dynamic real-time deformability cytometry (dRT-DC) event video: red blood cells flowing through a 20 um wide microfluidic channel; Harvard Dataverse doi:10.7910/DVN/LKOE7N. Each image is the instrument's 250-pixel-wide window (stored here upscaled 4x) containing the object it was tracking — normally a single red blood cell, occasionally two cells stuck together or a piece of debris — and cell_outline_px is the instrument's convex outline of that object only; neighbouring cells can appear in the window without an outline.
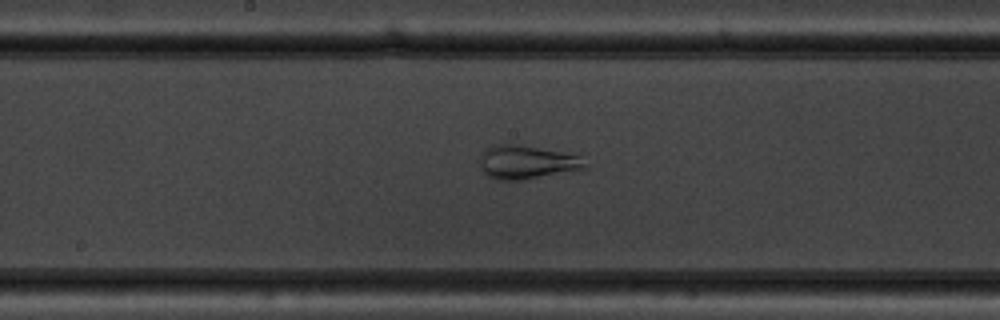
{"species": "common noctule bat (a hibernating species)", "species_latin": "Nyctalus noctula", "temperature_condition": "warm", "stored_images_in_passage": 53, "camera_frame_rate_fps": 3000, "um_per_image_px": 0.085, "animal": {"sex": "male", "body_mass_g": 19.5, "forearm_length_mm": 54.6}, "frame": {"image": 1, "passage_image": 27, "time_ms": 8.667, "image_size_px": [1000, 320], "cell_outline_px": [[588, 168], [524, 180], [496, 180], [488, 176], [484, 172], [480, 164], [480, 156], [492, 144], [512, 144], [560, 152], [580, 156]], "centroid_in_image_um": [44.75, 13.81], "position_along_channel_um": 203.4, "area_um2": 20.29}}
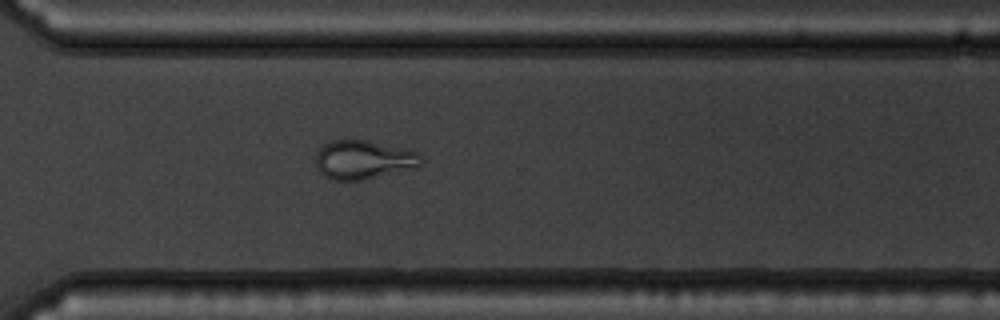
{"frame": {"image": 2, "passage_image": 38, "time_ms": 12.333, "image_size_px": [1000, 320], "cell_outline_px": [[424, 164], [420, 168], [364, 180], [332, 180], [324, 176], [316, 168], [316, 152], [324, 144], [332, 140], [368, 140], [408, 148], [416, 152], [424, 160]], "centroid_in_image_um": [30.97, 13.58], "position_along_channel_um": 339.6, "area_um2": 24.57}}
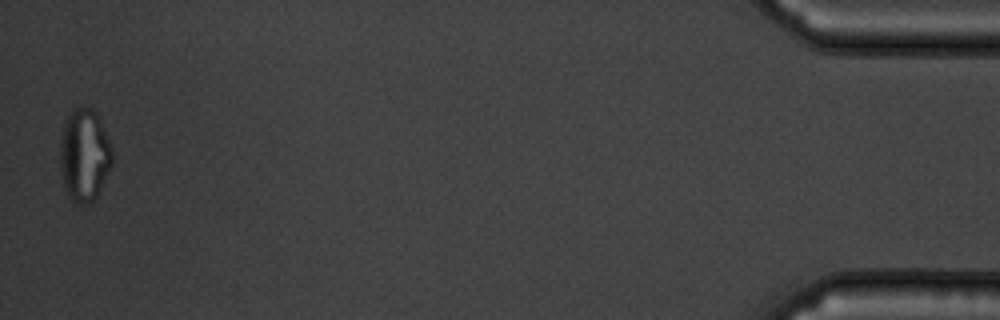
{"frame": {"image": 3, "passage_image": 52, "time_ms": 17.0, "image_size_px": [1000, 320], "cell_outline_px": [[112, 164], [96, 196], [88, 204], [76, 204], [68, 196], [64, 184], [60, 164], [60, 144], [64, 124], [68, 112], [72, 108], [80, 104], [92, 108], [96, 112], [100, 120], [112, 148]], "centroid_in_image_um": [7.16, 13.12], "position_along_channel_um": 428.0, "area_um2": 28.21}, "authors_computed_cell_mechanics": {"area_um2": 26.0678, "velocity_mm_per_s": 3.7438, "shape_relaxation_time_tau1_ms": null, "shape_relaxation_time_tau2_ms": 1.0423, "deformation_change_tau1": null, "deformation_change_tau2": 0.0817}}